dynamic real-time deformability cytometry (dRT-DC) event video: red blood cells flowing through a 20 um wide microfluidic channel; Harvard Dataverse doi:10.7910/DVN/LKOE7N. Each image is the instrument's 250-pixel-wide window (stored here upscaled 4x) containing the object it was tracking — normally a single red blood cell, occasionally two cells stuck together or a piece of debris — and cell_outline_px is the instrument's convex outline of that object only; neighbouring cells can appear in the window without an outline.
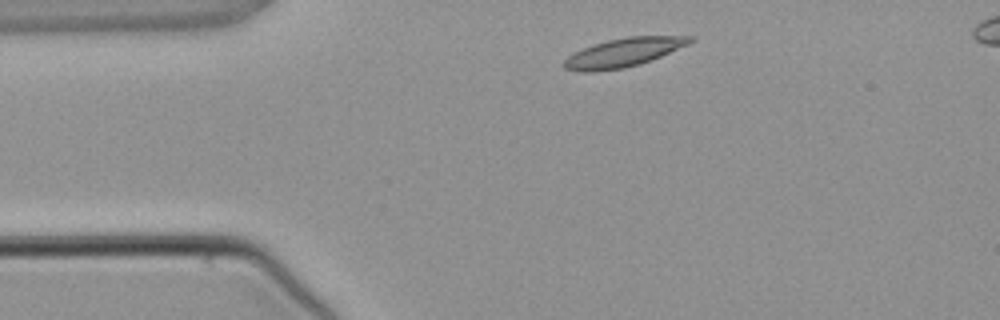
{"species": "common noctule bat (a hibernating species)", "species_latin": "Nyctalus noctula", "temperature_condition": "warm", "stored_images_in_passage": 3, "segment_of_instrument_passage": [1, 2], "camera_frame_rate_fps": 3000, "um_per_image_px": 0.085, "animal": {"sex": "male", "body_mass_g": 21.5, "forearm_length_mm": 52.0}, "frame": {"image": 1, "passage_image": 1, "time_ms": 0.0, "image_size_px": [1000, 320], "cell_outline_px": [[696, 40], [688, 44], [652, 60], [640, 64], [624, 68], [592, 72], [584, 72], [564, 68], [560, 64], [572, 52], [592, 44], [608, 40], [628, 36], [696, 36]], "centroid_in_image_um": [52.97, 4.46], "position_along_channel_um": 32.0, "area_um2": 21.33}}